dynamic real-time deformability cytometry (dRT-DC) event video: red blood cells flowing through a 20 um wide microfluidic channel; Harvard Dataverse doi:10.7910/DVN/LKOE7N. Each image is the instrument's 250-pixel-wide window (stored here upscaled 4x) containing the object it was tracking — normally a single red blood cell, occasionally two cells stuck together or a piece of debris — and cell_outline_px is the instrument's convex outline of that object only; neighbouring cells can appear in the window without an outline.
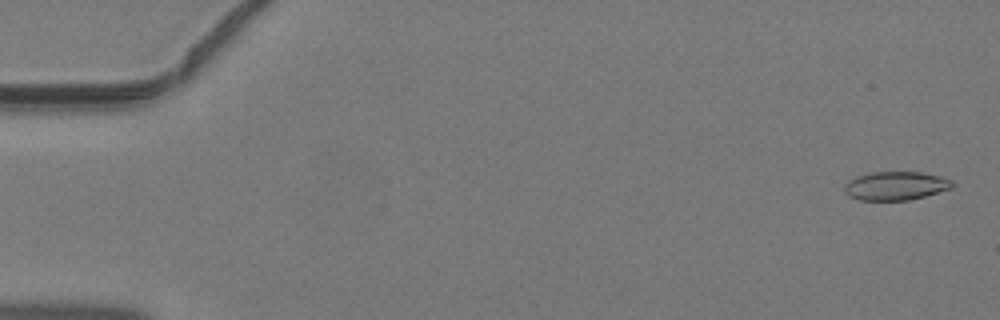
{"species": "common noctule bat (a hibernating species)", "species_latin": "Nyctalus noctula", "temperature_condition": "warm", "stored_images_in_passage": 46, "camera_frame_rate_fps": 3000, "um_per_image_px": 0.085, "animal": {"sex": "male", "body_mass_g": 19.2, "forearm_length_mm": 51.8}, "frame": {"image": 1, "passage_image": 2, "time_ms": 0.333, "image_size_px": [1000, 320], "cell_outline_px": [[956, 184], [952, 188], [924, 196], [908, 200], [860, 200], [848, 196], [844, 192], [844, 184], [848, 180], [856, 176], [872, 172], [924, 172], [940, 176], [952, 180]], "centroid_in_image_um": [76.12, 15.79], "position_along_channel_um": 8.9, "area_um2": 18.15}}
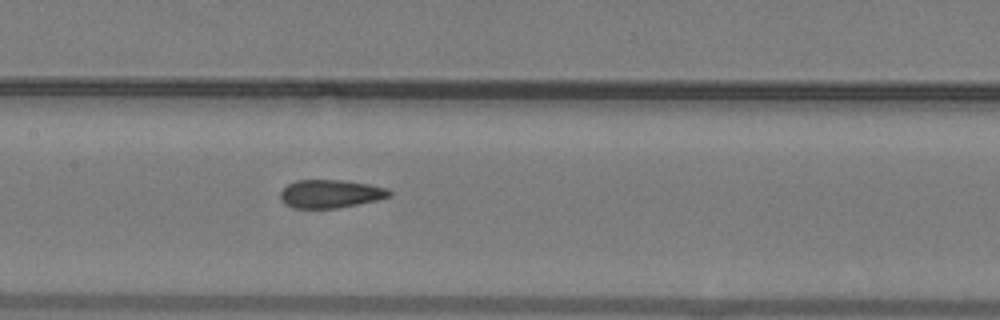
{"frame": {"image": 2, "passage_image": 23, "time_ms": 7.333, "image_size_px": [1000, 320], "cell_outline_px": [[392, 196], [376, 200], [340, 208], [296, 208], [284, 204], [280, 200], [280, 192], [288, 184], [296, 180], [344, 180], [368, 184], [388, 188], [392, 192]], "centroid_in_image_um": [28.09, 16.47], "position_along_channel_um": 179.3, "area_um2": 18.03}}
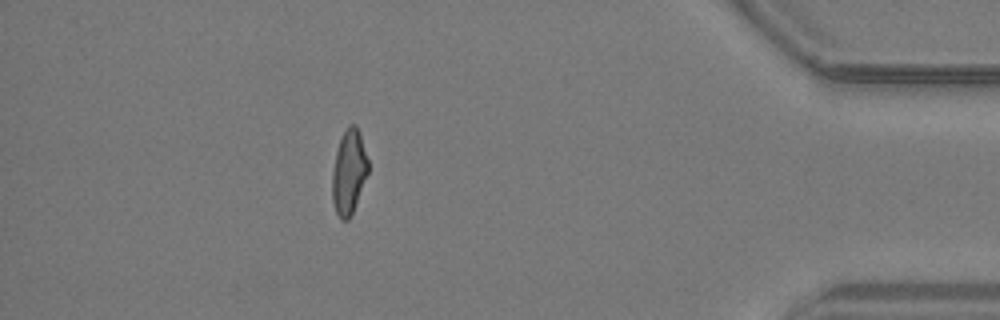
{"frame": {"image": 3, "passage_image": 41, "time_ms": 13.333, "image_size_px": [1000, 320], "cell_outline_px": [[368, 172], [352, 216], [348, 220], [340, 220], [336, 212], [332, 200], [332, 172], [336, 152], [340, 140], [348, 124], [356, 124], [360, 132], [368, 160]], "centroid_in_image_um": [29.66, 14.64], "position_along_channel_um": 405.5, "area_um2": 17.8}}